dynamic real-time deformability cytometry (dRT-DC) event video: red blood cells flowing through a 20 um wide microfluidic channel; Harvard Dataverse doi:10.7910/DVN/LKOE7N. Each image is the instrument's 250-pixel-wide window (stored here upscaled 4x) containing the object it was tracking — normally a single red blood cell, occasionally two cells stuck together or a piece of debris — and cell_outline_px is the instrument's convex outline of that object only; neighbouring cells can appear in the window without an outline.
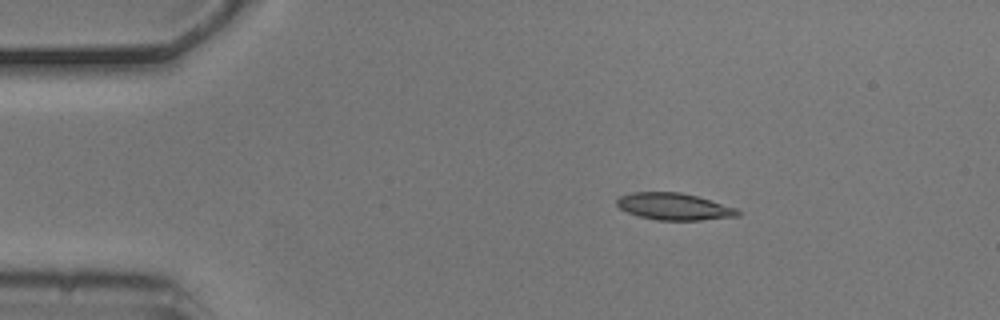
{"species": "common noctule bat (a hibernating species)", "species_latin": "Nyctalus noctula", "temperature_condition": "cold", "stored_images_in_passage": 9, "camera_frame_rate_fps": 3000, "um_per_image_px": 0.085, "animal": {"sex": "male", "body_mass_g": 20.5, "forearm_length_mm": 52.5}, "frame": {"image": 1, "passage_image": 1, "time_ms": 0.0, "image_size_px": [1000, 320], "cell_outline_px": [[740, 212], [736, 216], [700, 220], [656, 220], [640, 216], [628, 212], [620, 208], [616, 204], [616, 200], [620, 196], [632, 192], [680, 192], [696, 196], [736, 208]], "centroid_in_image_um": [57.25, 17.55], "position_along_channel_um": 27.8, "area_um2": 18.67}}
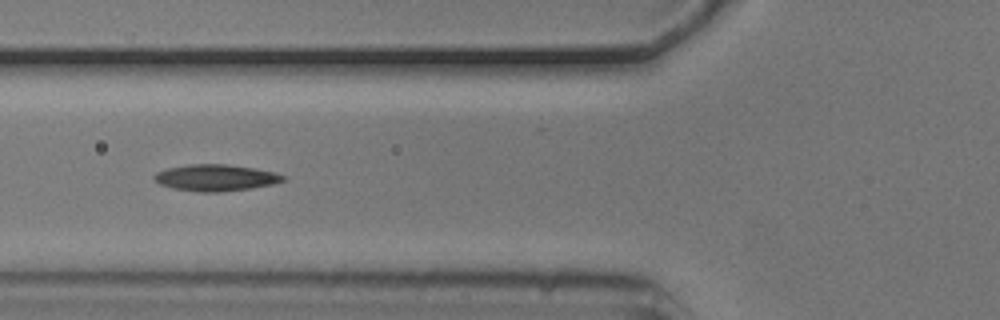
{"frame": {"image": 2, "passage_image": 4, "time_ms": 1.0, "image_size_px": [1000, 320], "cell_outline_px": [[288, 180], [272, 184], [252, 188], [220, 192], [200, 192], [172, 188], [160, 184], [152, 176], [156, 172], [168, 168], [192, 164], [228, 164], [256, 168], [276, 172], [284, 176]], "centroid_in_image_um": [18.37, 15.1], "position_along_channel_um": 107.4, "area_um2": 20.0}}
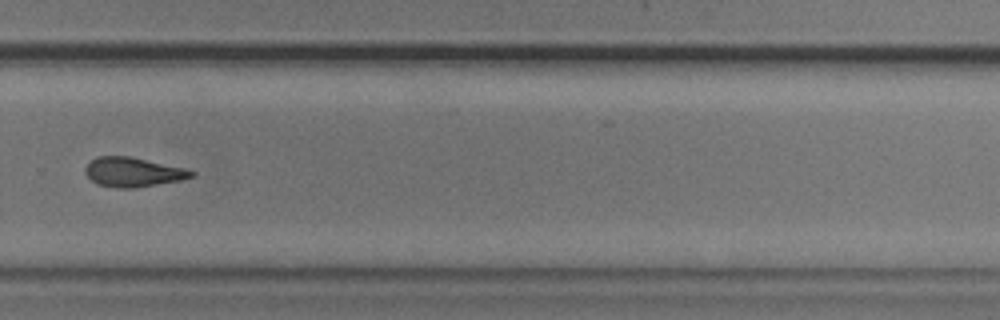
{"frame": {"image": 3, "passage_image": 9, "time_ms": 2.667, "image_size_px": [1000, 320], "cell_outline_px": [[196, 176], [180, 180], [136, 188], [116, 188], [96, 184], [84, 172], [84, 168], [96, 156], [128, 156], [184, 168], [196, 172]], "centroid_in_image_um": [11.3, 14.64], "position_along_channel_um": 318.5, "area_um2": 18.15}}